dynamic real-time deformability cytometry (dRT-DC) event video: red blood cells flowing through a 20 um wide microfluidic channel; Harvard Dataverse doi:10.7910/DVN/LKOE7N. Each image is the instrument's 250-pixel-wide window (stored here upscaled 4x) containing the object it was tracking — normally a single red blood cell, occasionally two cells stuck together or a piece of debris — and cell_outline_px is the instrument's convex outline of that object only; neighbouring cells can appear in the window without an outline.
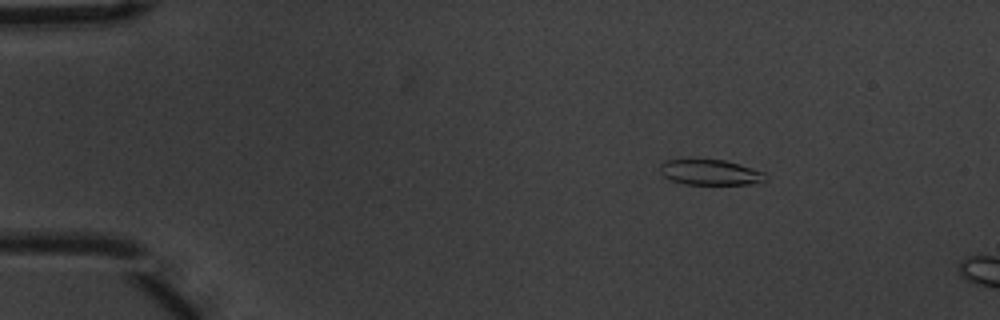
{"species": "common noctule bat (a hibernating species)", "species_latin": "Nyctalus noctula", "temperature_condition": "warm", "stored_images_in_passage": 6, "camera_frame_rate_fps": 3000, "um_per_image_px": 0.085, "animal": {"sex": "male", "body_mass_g": 20.1, "forearm_length_mm": 53.5}, "frame": {"image": 1, "passage_image": 3, "time_ms": 0.667, "image_size_px": [1000, 320], "cell_outline_px": [[768, 180], [748, 184], [684, 184], [672, 180], [664, 176], [660, 172], [660, 164], [664, 160], [724, 160], [740, 164], [764, 172], [768, 176]], "centroid_in_image_um": [60.39, 14.65], "position_along_channel_um": 24.6, "area_um2": 15.55}}